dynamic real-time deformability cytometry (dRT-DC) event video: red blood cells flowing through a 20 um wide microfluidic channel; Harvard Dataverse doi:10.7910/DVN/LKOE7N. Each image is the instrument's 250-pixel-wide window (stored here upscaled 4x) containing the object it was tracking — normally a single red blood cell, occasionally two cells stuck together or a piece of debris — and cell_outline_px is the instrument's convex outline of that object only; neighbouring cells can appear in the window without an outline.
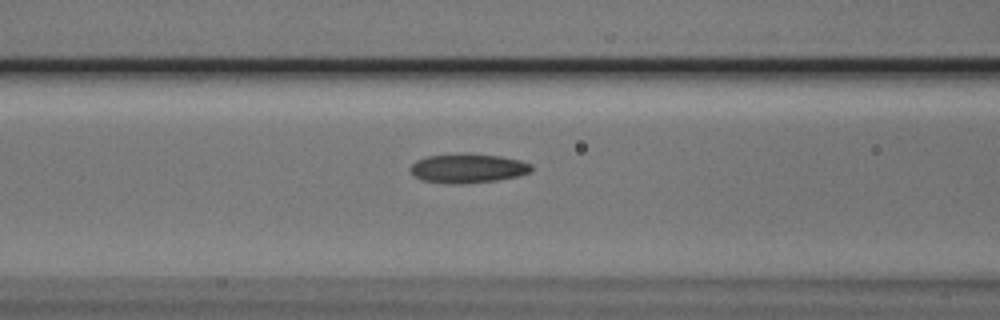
{"species": "Egyptian fruit bat (a non-hibernating species)", "species_latin": "Rousettus aegyptiacus", "temperature_condition": "cold", "stored_images_in_passage": 17, "camera_frame_rate_fps": 3000, "um_per_image_px": 0.085, "animal": {"sex": "male"}, "frame": {"image": 1, "passage_image": 15, "time_ms": 4.667, "image_size_px": [1000, 320], "cell_outline_px": [[532, 172], [516, 176], [496, 180], [460, 184], [452, 184], [420, 180], [408, 168], [416, 160], [428, 156], [468, 152], [500, 156], [520, 160], [532, 164]], "centroid_in_image_um": [39.76, 14.29], "position_along_channel_um": 126.8, "area_um2": 20.81}}